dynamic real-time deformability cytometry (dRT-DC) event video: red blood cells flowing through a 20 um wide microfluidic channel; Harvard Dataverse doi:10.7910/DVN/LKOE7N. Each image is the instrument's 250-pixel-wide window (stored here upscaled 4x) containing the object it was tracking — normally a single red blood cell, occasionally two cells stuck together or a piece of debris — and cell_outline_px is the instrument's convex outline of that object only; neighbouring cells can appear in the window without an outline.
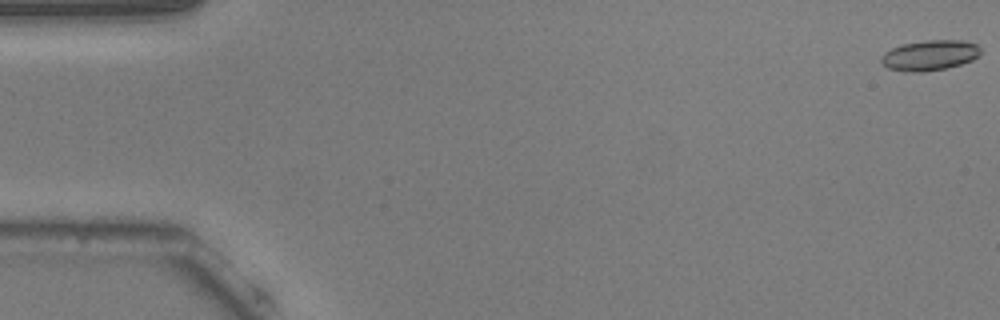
{"species": "common noctule bat (a hibernating species)", "species_latin": "Nyctalus noctula", "temperature_condition": "warm", "stored_images_in_passage": 41, "camera_frame_rate_fps": 3000, "um_per_image_px": 0.085, "animal": {"sex": "male", "body_mass_g": 20.5, "forearm_length_mm": 52.5}, "frame": {"image": 1, "passage_image": 1, "time_ms": 0.0, "image_size_px": [1000, 320], "cell_outline_px": [[980, 52], [972, 60], [948, 68], [924, 72], [904, 72], [888, 68], [880, 64], [880, 56], [884, 52], [900, 44], [924, 40], [964, 40], [976, 44], [980, 48]], "centroid_in_image_um": [78.96, 4.7], "position_along_channel_um": 6.0, "area_um2": 17.86}}
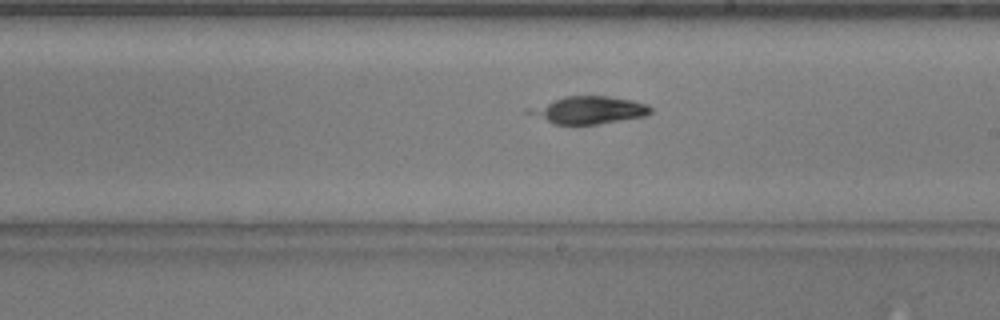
{"frame": {"image": 2, "passage_image": 31, "time_ms": 10.0, "image_size_px": [1000, 320], "cell_outline_px": [[652, 112], [644, 116], [596, 124], [556, 124], [524, 112], [524, 108], [564, 96], [608, 96], [632, 100], [648, 104], [652, 108]], "centroid_in_image_um": [50.0, 9.34], "position_along_channel_um": 239.0, "area_um2": 19.48}}
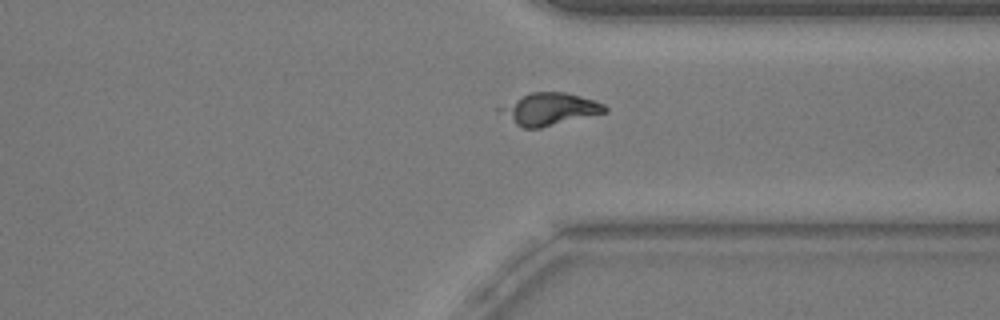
{"frame": {"image": 3, "passage_image": 41, "time_ms": 13.333, "image_size_px": [1000, 320], "cell_outline_px": [[608, 112], [540, 128], [524, 128], [516, 124], [496, 112], [496, 108], [520, 96], [532, 92], [564, 92], [596, 100], [604, 104], [608, 108]], "centroid_in_image_um": [46.69, 9.27], "position_along_channel_um": 364.7, "area_um2": 19.83}, "authors_computed_cell_mechanics": {"area_um2": 18.3226, "velocity_mm_per_s": 3.8134, "shape_relaxation_time_tau1_ms": 2.4577, "shape_relaxation_time_tau2_ms": null, "deformation_change_tau1": 0.1515, "deformation_change_tau2": null}}